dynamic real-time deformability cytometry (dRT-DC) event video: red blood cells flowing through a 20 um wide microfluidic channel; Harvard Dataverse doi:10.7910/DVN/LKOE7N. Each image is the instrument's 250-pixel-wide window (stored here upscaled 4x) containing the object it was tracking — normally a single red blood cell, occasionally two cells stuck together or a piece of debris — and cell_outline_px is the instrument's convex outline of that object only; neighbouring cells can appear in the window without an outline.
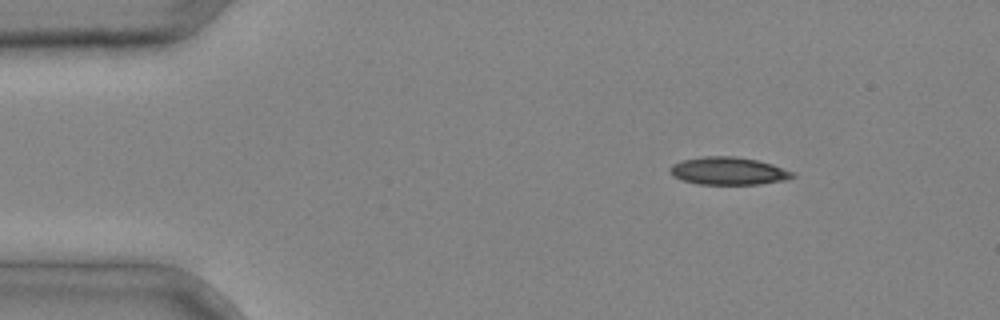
{"species": "common noctule bat (a hibernating species)", "species_latin": "Nyctalus noctula", "temperature_condition": "cold", "stored_images_in_passage": 3, "camera_frame_rate_fps": 3000, "um_per_image_px": 0.085, "animal": {"sex": "male", "body_mass_g": 20.4}, "frame": {"image": 1, "passage_image": 1, "time_ms": 0.0, "image_size_px": [1000, 320], "cell_outline_px": [[796, 176], [784, 180], [760, 184], [696, 184], [680, 180], [672, 176], [668, 168], [672, 164], [684, 160], [704, 156], [736, 156], [756, 160], [772, 164], [796, 172]], "centroid_in_image_um": [61.9, 14.53], "position_along_channel_um": 23.1, "area_um2": 19.94}}
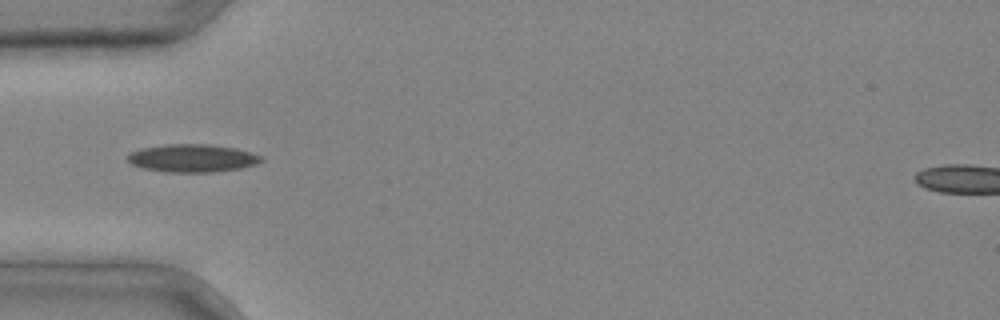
{"frame": {"image": 2, "passage_image": 3, "time_ms": 0.667, "image_size_px": [1000, 320], "cell_outline_px": [[264, 160], [256, 164], [240, 168], [216, 172], [168, 172], [144, 168], [132, 164], [128, 160], [128, 152], [144, 148], [168, 144], [208, 144], [236, 148], [260, 156]], "centroid_in_image_um": [16.35, 13.44], "position_along_channel_um": 68.6, "area_um2": 21.5}}